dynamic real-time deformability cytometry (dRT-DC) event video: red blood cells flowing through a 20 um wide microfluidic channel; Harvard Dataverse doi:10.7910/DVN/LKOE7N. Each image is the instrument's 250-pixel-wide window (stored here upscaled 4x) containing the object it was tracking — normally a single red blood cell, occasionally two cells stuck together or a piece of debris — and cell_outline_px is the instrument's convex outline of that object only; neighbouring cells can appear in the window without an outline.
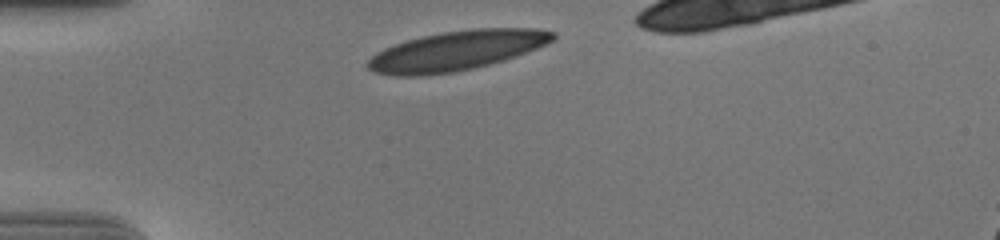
{"species": "human", "species_latin": "Homo sapiens", "temperature_condition": "cold", "stored_images_in_passage": 32, "camera_frame_rate_fps": 3000, "um_per_image_px": 0.085, "donor": {"sex": "male"}, "frame": {"image": 1, "passage_image": 1, "time_ms": 0.0, "image_size_px": [1000, 240], "cell_outline_px": [[556, 40], [548, 44], [516, 56], [504, 60], [472, 68], [452, 72], [416, 76], [396, 76], [376, 72], [368, 68], [364, 64], [376, 52], [384, 48], [408, 40], [424, 36], [444, 32], [472, 28], [536, 28], [556, 32]], "centroid_in_image_um": [38.85, 4.3], "position_along_channel_um": 46.1, "area_um2": 42.6}}
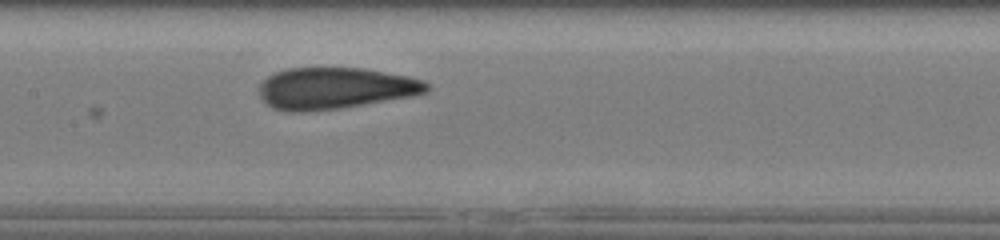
{"frame": {"image": 2, "passage_image": 14, "time_ms": 4.333, "image_size_px": [1000, 240], "cell_outline_px": [[432, 88], [428, 92], [412, 96], [340, 108], [296, 112], [288, 112], [272, 108], [260, 96], [260, 84], [268, 76], [276, 72], [288, 68], [364, 68], [408, 76], [424, 80]], "centroid_in_image_um": [28.52, 7.5], "position_along_channel_um": 178.9, "area_um2": 40.46}}
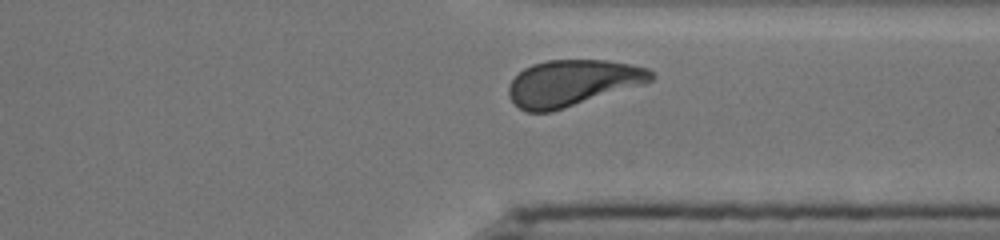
{"frame": {"image": 3, "passage_image": 29, "time_ms": 9.333, "image_size_px": [1000, 240], "cell_outline_px": [[656, 76], [652, 80], [640, 84], [552, 112], [528, 112], [520, 108], [508, 96], [508, 88], [512, 80], [524, 68], [532, 64], [548, 60], [608, 60], [632, 64], [648, 68]], "centroid_in_image_um": [48.64, 7.04], "position_along_channel_um": 362.8, "area_um2": 37.92}, "authors_computed_cell_mechanics": {"area_um2": 40.6334, "velocity_mm_per_s": 3.6686, "shape_relaxation_time_tau1_ms": 4.2695, "shape_relaxation_time_tau2_ms": 0.9799, "deformation_change_tau1": 0.1654, "deformation_change_tau2": 0.0637}}